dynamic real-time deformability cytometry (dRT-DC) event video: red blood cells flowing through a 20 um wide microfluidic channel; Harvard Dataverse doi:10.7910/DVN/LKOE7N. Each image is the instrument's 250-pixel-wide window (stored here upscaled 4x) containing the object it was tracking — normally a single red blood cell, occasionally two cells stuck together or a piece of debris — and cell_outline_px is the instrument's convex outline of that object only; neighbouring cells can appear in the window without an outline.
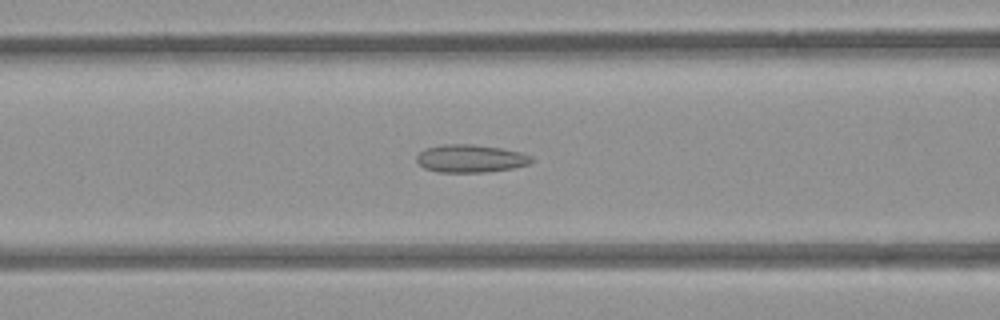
{"species": "common noctule bat (a hibernating species)", "species_latin": "Nyctalus noctula", "temperature_condition": "room temperature", "stored_images_in_passage": 53, "camera_frame_rate_fps": 3000, "um_per_image_px": 0.085, "animal": {"sex": "female", "body_mass_g": 21.9}, "frame": {"image": 1, "passage_image": 22, "time_ms": 7.0, "image_size_px": [1000, 320], "cell_outline_px": [[532, 160], [528, 164], [512, 168], [484, 172], [440, 172], [424, 168], [416, 160], [416, 156], [424, 148], [444, 144], [472, 144], [500, 148], [520, 152], [532, 156]], "centroid_in_image_um": [39.96, 13.47], "position_along_channel_um": 126.6, "area_um2": 18.5}}
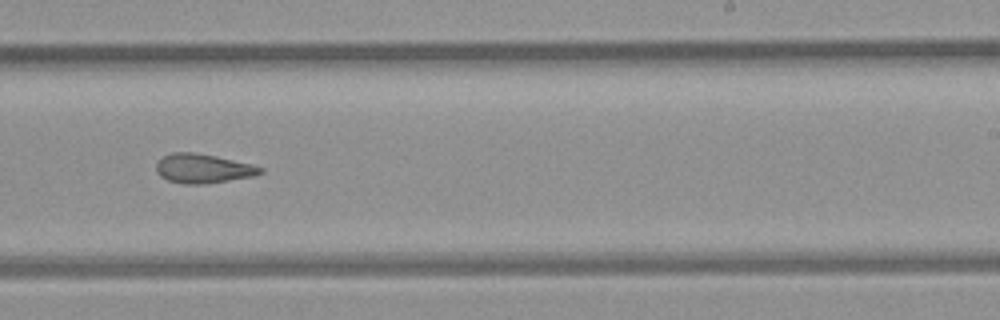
{"frame": {"image": 2, "passage_image": 33, "time_ms": 10.667, "image_size_px": [1000, 320], "cell_outline_px": [[264, 172], [256, 176], [204, 184], [184, 184], [168, 180], [160, 176], [156, 172], [156, 164], [164, 156], [172, 152], [196, 152], [216, 156], [252, 164], [264, 168]], "centroid_in_image_um": [17.29, 14.32], "position_along_channel_um": 271.7, "area_um2": 17.86}}
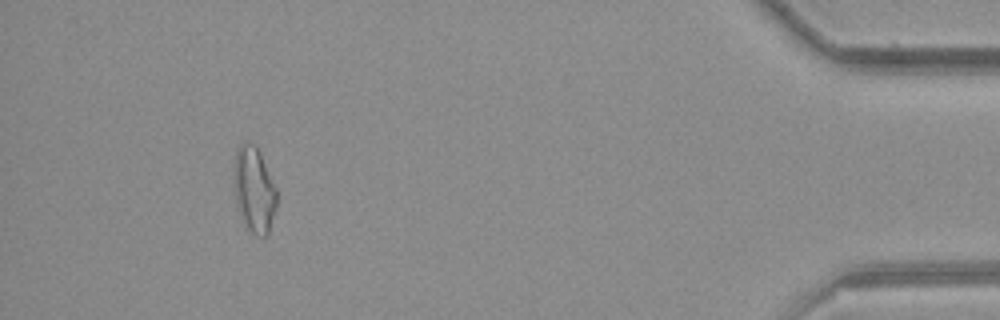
{"frame": {"image": 3, "passage_image": 49, "time_ms": 16.0, "image_size_px": [1000, 320], "cell_outline_px": [[276, 208], [268, 236], [256, 236], [248, 232], [240, 216], [236, 204], [232, 184], [232, 168], [236, 152], [240, 144], [244, 140], [256, 144], [260, 152], [276, 188]], "centroid_in_image_um": [21.55, 16.12], "position_along_channel_um": 413.6, "area_um2": 22.2}, "authors_computed_cell_mechanics": {"area_um2": 19.3052, "velocity_mm_per_s": 3.9676, "shape_relaxation_time_tau1_ms": null, "shape_relaxation_time_tau2_ms": 3.0409, "deformation_change_tau1": null, "deformation_change_tau2": 0.1153}}